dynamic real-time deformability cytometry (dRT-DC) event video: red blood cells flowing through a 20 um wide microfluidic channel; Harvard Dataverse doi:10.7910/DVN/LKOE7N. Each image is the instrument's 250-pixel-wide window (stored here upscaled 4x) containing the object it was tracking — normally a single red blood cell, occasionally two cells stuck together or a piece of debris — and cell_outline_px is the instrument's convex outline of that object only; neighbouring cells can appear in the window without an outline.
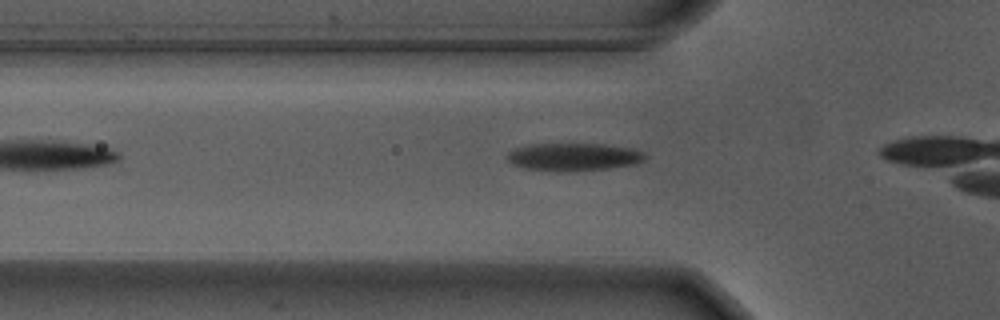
{"species": "Egyptian fruit bat (a non-hibernating species)", "species_latin": "Rousettus aegyptiacus", "temperature_condition": "warm", "stored_images_in_passage": 19, "camera_frame_rate_fps": 3000, "um_per_image_px": 0.085, "animal": {"sex": "male"}, "frame": {"image": 1, "passage_image": 14, "time_ms": 4.333, "image_size_px": [1000, 320], "cell_outline_px": [[648, 156], [644, 160], [636, 164], [608, 168], [572, 172], [560, 172], [524, 168], [512, 164], [508, 160], [508, 152], [516, 148], [532, 144], [600, 144], [628, 148], [644, 152]], "centroid_in_image_um": [48.76, 13.35], "position_along_channel_um": 77.0, "area_um2": 22.31}}